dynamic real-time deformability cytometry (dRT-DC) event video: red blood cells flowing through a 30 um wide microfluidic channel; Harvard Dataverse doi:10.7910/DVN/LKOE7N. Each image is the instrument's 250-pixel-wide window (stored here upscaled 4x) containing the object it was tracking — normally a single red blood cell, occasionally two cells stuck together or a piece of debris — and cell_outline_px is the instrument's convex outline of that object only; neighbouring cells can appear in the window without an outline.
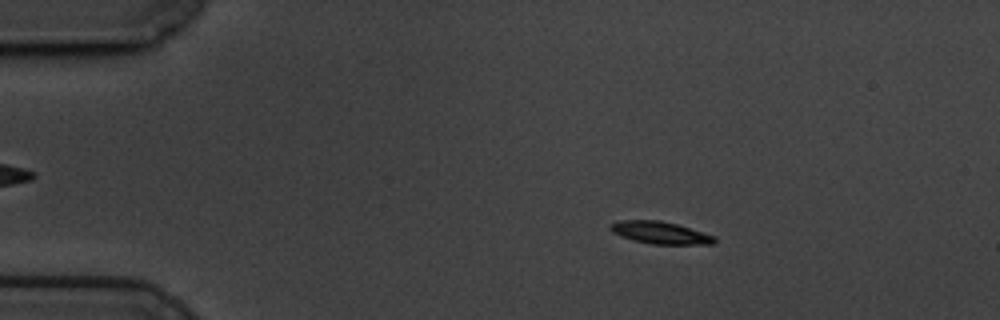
{"species": "common noctule bat (a hibernating species)", "species_latin": "Nyctalus noctula", "temperature_condition": "cold", "stored_images_in_passage": 59, "camera_frame_rate_fps": 3000, "um_per_image_px": 0.085, "animal": {"sex": "male", "body_mass_g": 19.5, "forearm_length_mm": 54.6}, "frame": {"image": 1, "passage_image": 10, "time_ms": 3.0, "image_size_px": [1000, 320], "cell_outline_px": [[716, 240], [712, 244], [652, 244], [632, 240], [620, 236], [612, 232], [608, 228], [608, 224], [620, 220], [660, 220], [676, 224], [716, 236]], "centroid_in_image_um": [56.07, 19.77], "position_along_channel_um": 28.9, "area_um2": 13.58}}
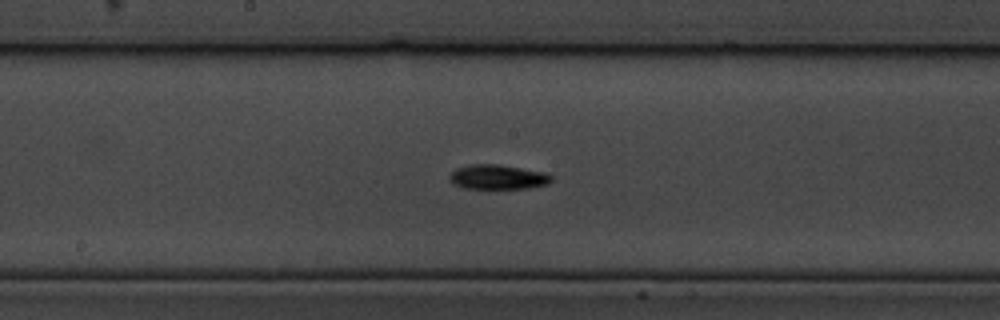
{"frame": {"image": 2, "passage_image": 31, "time_ms": 10.0, "image_size_px": [1000, 320], "cell_outline_px": [[552, 180], [548, 184], [528, 188], [464, 188], [452, 184], [448, 180], [448, 176], [456, 168], [472, 164], [496, 164], [544, 172], [552, 176]], "centroid_in_image_um": [42.27, 15.05], "position_along_channel_um": 205.9, "area_um2": 14.57}}
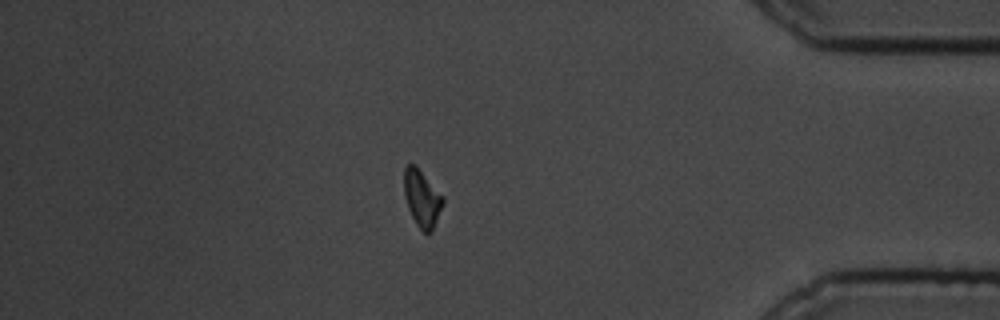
{"frame": {"image": 3, "passage_image": 51, "time_ms": 16.667, "image_size_px": [1000, 320], "cell_outline_px": [[444, 204], [432, 232], [424, 232], [416, 224], [408, 208], [404, 196], [404, 164], [416, 164], [444, 196]], "centroid_in_image_um": [35.88, 16.82], "position_along_channel_um": 399.3, "area_um2": 13.18}, "authors_computed_cell_mechanics": {"area_um2": 13.4674, "velocity_mm_per_s": 3.3951, "shape_relaxation_time_tau1_ms": 4.6133, "shape_relaxation_time_tau2_ms": null, "deformation_change_tau1": 0.1578, "deformation_change_tau2": null}}